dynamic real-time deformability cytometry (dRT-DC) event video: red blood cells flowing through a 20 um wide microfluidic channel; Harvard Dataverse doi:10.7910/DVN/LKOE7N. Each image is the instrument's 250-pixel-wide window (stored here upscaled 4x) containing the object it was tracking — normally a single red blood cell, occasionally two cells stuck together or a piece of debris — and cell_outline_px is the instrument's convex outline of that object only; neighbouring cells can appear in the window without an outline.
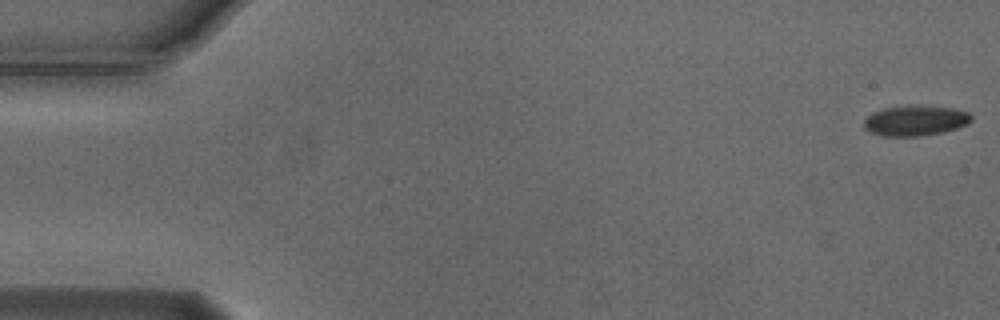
{"species": "Egyptian fruit bat (a non-hibernating species)", "species_latin": "Rousettus aegyptiacus", "temperature_condition": "cold", "stored_images_in_passage": 11, "camera_frame_rate_fps": 3000, "um_per_image_px": 0.085, "animal": {"sex": "male"}, "frame": {"image": 1, "passage_image": 1, "time_ms": 0.0, "image_size_px": [1000, 320], "cell_outline_px": [[972, 120], [968, 124], [956, 128], [940, 132], [920, 136], [884, 136], [872, 132], [864, 128], [864, 120], [872, 112], [884, 108], [952, 108], [968, 112], [972, 116]], "centroid_in_image_um": [77.8, 10.29], "position_along_channel_um": 7.2, "area_um2": 18.03}}